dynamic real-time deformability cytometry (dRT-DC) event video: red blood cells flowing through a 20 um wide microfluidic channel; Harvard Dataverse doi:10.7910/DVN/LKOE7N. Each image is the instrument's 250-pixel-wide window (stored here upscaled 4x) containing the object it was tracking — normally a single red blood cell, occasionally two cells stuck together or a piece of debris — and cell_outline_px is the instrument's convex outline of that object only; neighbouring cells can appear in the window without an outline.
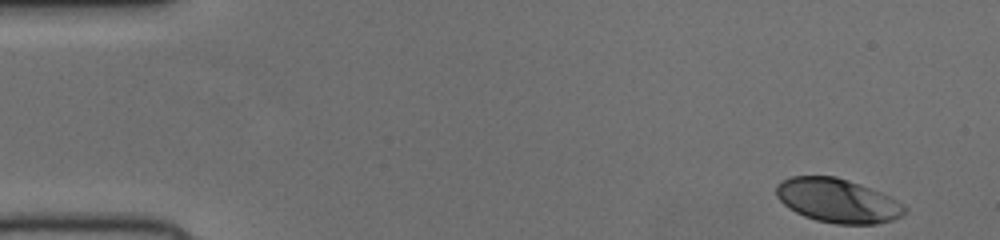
{"species": "human", "species_latin": "Homo sapiens", "temperature_condition": "cold", "stored_images_in_passage": 46, "camera_frame_rate_fps": 3000, "um_per_image_px": 0.085, "donor": {"sex": "female"}, "frame": {"image": 1, "passage_image": 1, "time_ms": 0.0, "image_size_px": [1000, 240], "cell_outline_px": [[908, 212], [892, 220], [876, 224], [836, 224], [816, 220], [804, 216], [788, 208], [776, 196], [776, 184], [780, 180], [792, 176], [836, 176], [860, 184], [880, 192], [904, 204], [908, 208]], "centroid_in_image_um": [71.19, 17.05], "position_along_channel_um": 13.8, "area_um2": 33.06}}
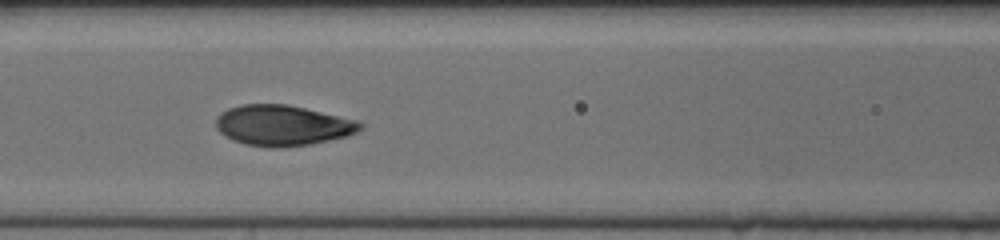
{"frame": {"image": 2, "passage_image": 20, "time_ms": 6.333, "image_size_px": [1000, 240], "cell_outline_px": [[364, 128], [348, 136], [308, 144], [280, 148], [272, 148], [244, 144], [232, 140], [224, 136], [216, 128], [216, 116], [220, 112], [228, 108], [240, 104], [288, 104], [360, 120], [364, 124]], "centroid_in_image_um": [24.03, 10.65], "position_along_channel_um": 142.6, "area_um2": 34.56}}
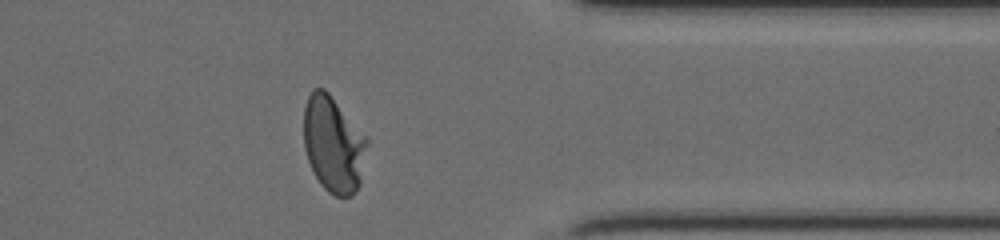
{"frame": {"image": 3, "passage_image": 39, "time_ms": 12.667, "image_size_px": [1000, 240], "cell_outline_px": [[368, 144], [360, 184], [352, 196], [336, 196], [328, 192], [320, 184], [312, 172], [304, 148], [304, 108], [308, 96], [312, 88], [324, 88], [328, 92], [368, 136]], "centroid_in_image_um": [28.35, 12.26], "position_along_channel_um": 383.1, "area_um2": 35.95}}